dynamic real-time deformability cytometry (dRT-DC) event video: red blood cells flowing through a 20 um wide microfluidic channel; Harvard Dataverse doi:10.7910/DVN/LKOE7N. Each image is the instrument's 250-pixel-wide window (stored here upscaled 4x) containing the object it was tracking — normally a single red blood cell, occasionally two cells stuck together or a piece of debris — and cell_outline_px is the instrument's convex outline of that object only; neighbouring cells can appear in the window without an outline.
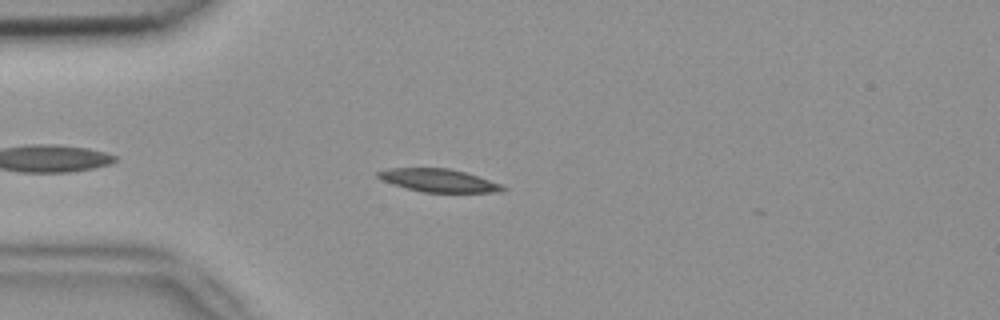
{"species": "common noctule bat (a hibernating species)", "species_latin": "Nyctalus noctula", "temperature_condition": "room temperature", "stored_images_in_passage": 4, "camera_frame_rate_fps": 3000, "um_per_image_px": 0.085, "animal": {"sex": "female", "body_mass_g": 18.4}, "frame": {"image": 1, "passage_image": 4, "time_ms": 1.0, "image_size_px": [1000, 320], "cell_outline_px": [[508, 188], [504, 192], [424, 192], [392, 184], [376, 176], [376, 172], [388, 168], [448, 168], [464, 172], [500, 184]], "centroid_in_image_um": [37.28, 15.33], "position_along_channel_um": 47.7, "area_um2": 16.47}}